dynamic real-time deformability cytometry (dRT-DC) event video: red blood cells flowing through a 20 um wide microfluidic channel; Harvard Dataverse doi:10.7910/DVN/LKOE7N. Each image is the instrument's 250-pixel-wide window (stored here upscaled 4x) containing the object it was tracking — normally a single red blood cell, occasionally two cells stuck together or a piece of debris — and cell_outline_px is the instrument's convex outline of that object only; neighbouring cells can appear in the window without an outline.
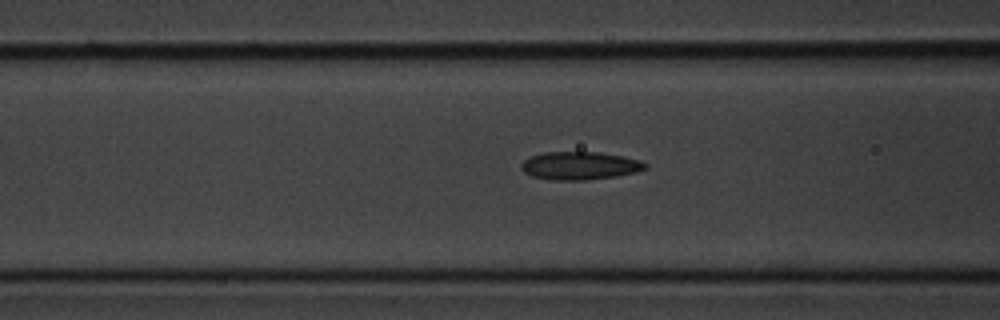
{"species": "common noctule bat (a hibernating species)", "species_latin": "Nyctalus noctula", "temperature_condition": "cold", "stored_images_in_passage": 43, "camera_frame_rate_fps": 3000, "um_per_image_px": 0.085, "animal": {"sex": "male", "body_mass_g": 20.1, "forearm_length_mm": 53.5}, "frame": {"image": 1, "passage_image": 21, "time_ms": 6.667, "image_size_px": [1000, 320], "cell_outline_px": [[648, 168], [636, 172], [616, 176], [584, 180], [552, 180], [532, 176], [524, 172], [520, 168], [520, 164], [524, 160], [532, 156], [544, 152], [600, 152], [640, 160], [648, 164]], "centroid_in_image_um": [49.28, 14.08], "position_along_channel_um": 117.3, "area_um2": 20.23}}
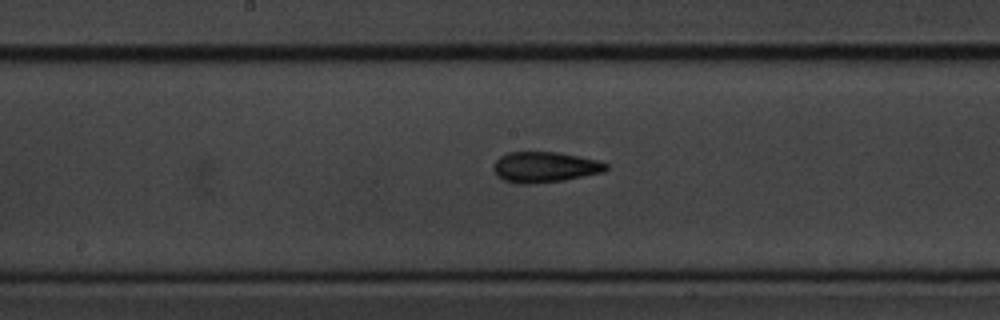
{"frame": {"image": 2, "passage_image": 28, "time_ms": 9.0, "image_size_px": [1000, 320], "cell_outline_px": [[608, 168], [604, 172], [564, 180], [532, 184], [520, 184], [504, 180], [496, 176], [492, 168], [492, 164], [500, 156], [508, 152], [556, 152], [596, 160], [608, 164]], "centroid_in_image_um": [46.26, 14.21], "position_along_channel_um": 201.9, "area_um2": 20.11}}
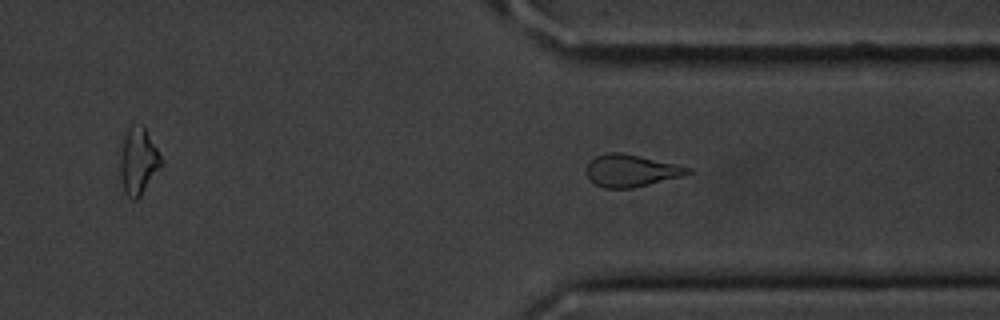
{"frame": {"image": 3, "passage_image": 41, "time_ms": 13.333, "image_size_px": [1000, 320], "cell_outline_px": [[692, 172], [684, 176], [632, 188], [604, 188], [588, 180], [588, 160], [596, 156], [608, 152], [620, 152], [676, 164], [692, 168]], "centroid_in_image_um": [53.65, 14.5], "position_along_channel_um": 357.8, "area_um2": 18.96}}